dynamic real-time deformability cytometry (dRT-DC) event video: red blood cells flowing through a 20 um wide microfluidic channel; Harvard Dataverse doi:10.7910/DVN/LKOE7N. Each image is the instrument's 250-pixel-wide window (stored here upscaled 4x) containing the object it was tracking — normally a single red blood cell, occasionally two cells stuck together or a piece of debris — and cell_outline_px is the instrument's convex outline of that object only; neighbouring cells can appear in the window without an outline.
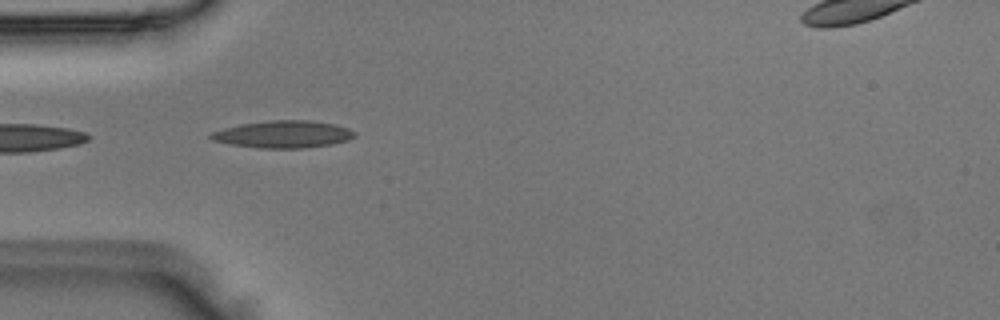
{"species": "Egyptian fruit bat (a non-hibernating species)", "species_latin": "Rousettus aegyptiacus", "temperature_condition": "room temperature", "stored_images_in_passage": 7, "camera_frame_rate_fps": 3000, "um_per_image_px": 0.085, "animal": {"sex": "male"}, "frame": {"image": 1, "passage_image": 4, "time_ms": 1.0, "image_size_px": [1000, 320], "cell_outline_px": [[356, 136], [348, 140], [332, 144], [300, 148], [260, 148], [232, 144], [212, 140], [208, 136], [212, 132], [224, 128], [240, 124], [268, 120], [312, 120], [336, 124], [348, 128], [356, 132]], "centroid_in_image_um": [24.1, 11.4], "position_along_channel_um": 60.9, "area_um2": 22.83}}
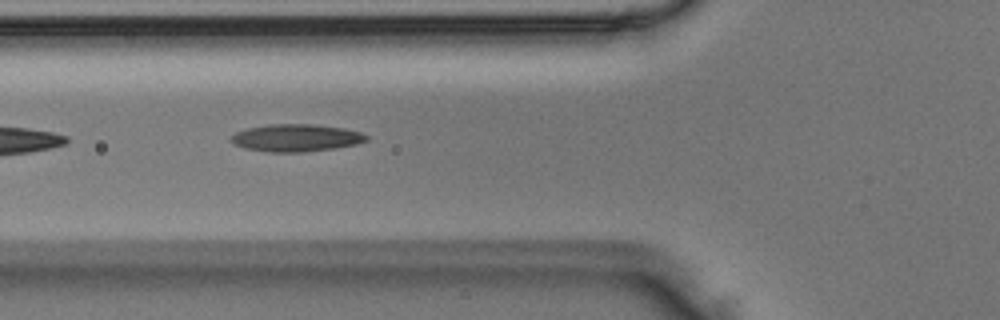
{"frame": {"image": 2, "passage_image": 5, "time_ms": 1.333, "image_size_px": [1000, 320], "cell_outline_px": [[368, 140], [356, 144], [336, 148], [304, 152], [268, 152], [244, 148], [228, 140], [236, 132], [248, 128], [272, 124], [312, 124], [344, 128], [360, 132], [368, 136]], "centroid_in_image_um": [25.18, 11.72], "position_along_channel_um": 100.6, "area_um2": 21.56}}
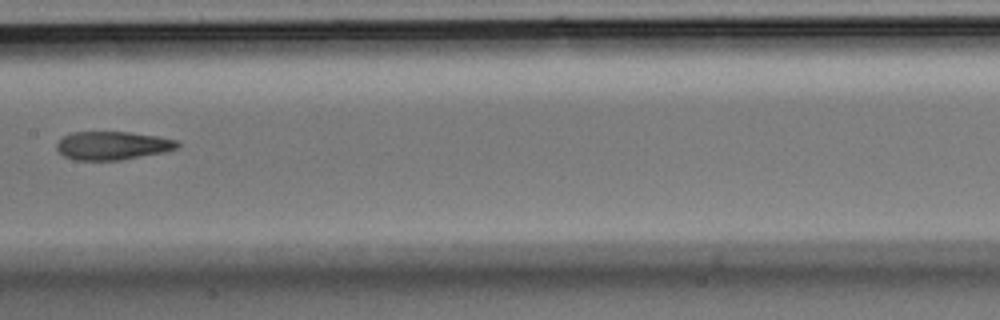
{"frame": {"image": 3, "passage_image": 7, "time_ms": 2.0, "image_size_px": [1000, 320], "cell_outline_px": [[180, 144], [176, 148], [164, 152], [120, 160], [76, 160], [64, 156], [56, 148], [56, 144], [64, 136], [72, 132], [128, 132], [156, 136], [176, 140]], "centroid_in_image_um": [9.55, 12.37], "position_along_channel_um": 197.9, "area_um2": 19.77}}